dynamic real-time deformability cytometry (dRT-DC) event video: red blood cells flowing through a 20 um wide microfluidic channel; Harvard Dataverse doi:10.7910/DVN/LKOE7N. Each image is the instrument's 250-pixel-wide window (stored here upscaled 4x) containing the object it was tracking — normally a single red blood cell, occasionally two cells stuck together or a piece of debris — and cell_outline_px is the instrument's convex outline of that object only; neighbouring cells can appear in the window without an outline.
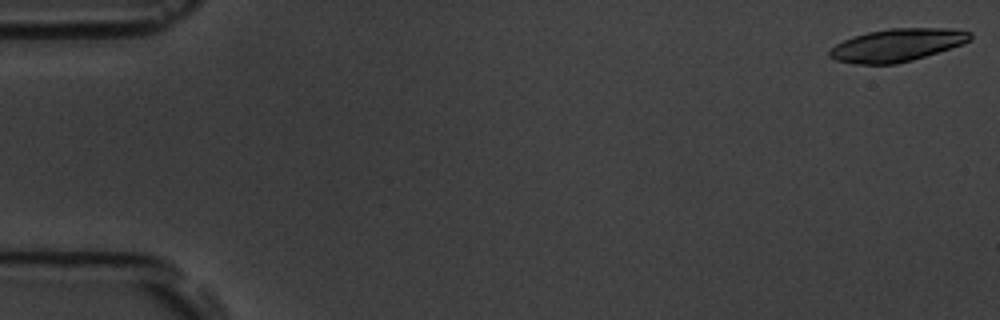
{"species": "common noctule bat (a hibernating species)", "species_latin": "Nyctalus noctula", "temperature_condition": "room temperature", "stored_images_in_passage": 11, "camera_frame_rate_fps": 3000, "um_per_image_px": 0.085, "animal": {"sex": "male", "body_mass_g": 19.5, "forearm_length_mm": 54.6}, "frame": {"image": 1, "passage_image": 1, "time_ms": 0.0, "image_size_px": [1000, 320], "cell_outline_px": [[972, 40], [964, 44], [912, 60], [896, 64], [856, 64], [836, 60], [828, 56], [828, 52], [836, 44], [852, 36], [868, 32], [888, 28], [952, 28], [972, 32]], "centroid_in_image_um": [76.28, 3.82], "position_along_channel_um": 8.7, "area_um2": 26.99}}